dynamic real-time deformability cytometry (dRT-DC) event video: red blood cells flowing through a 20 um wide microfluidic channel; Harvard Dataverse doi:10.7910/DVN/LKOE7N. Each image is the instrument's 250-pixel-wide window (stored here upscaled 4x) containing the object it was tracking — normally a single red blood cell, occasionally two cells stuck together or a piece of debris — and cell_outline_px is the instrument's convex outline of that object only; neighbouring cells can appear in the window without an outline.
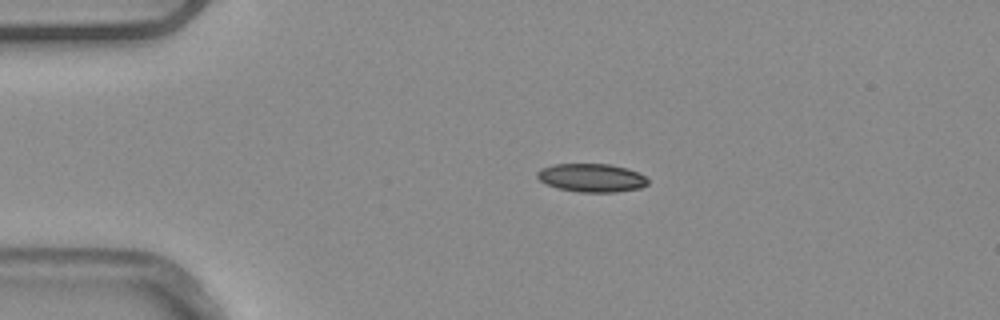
{"species": "common noctule bat (a hibernating species)", "species_latin": "Nyctalus noctula", "temperature_condition": "warm", "stored_images_in_passage": 4, "camera_frame_rate_fps": 3000, "um_per_image_px": 0.085, "animal": {"sex": "male", "body_mass_g": 20.4}, "frame": {"image": 1, "passage_image": 2, "time_ms": 0.333, "image_size_px": [1000, 320], "cell_outline_px": [[648, 184], [640, 188], [616, 192], [580, 192], [556, 188], [540, 180], [536, 176], [536, 172], [540, 168], [552, 164], [608, 164], [628, 168], [640, 172], [648, 180]], "centroid_in_image_um": [50.28, 15.1], "position_along_channel_um": 34.7, "area_um2": 18.44}}
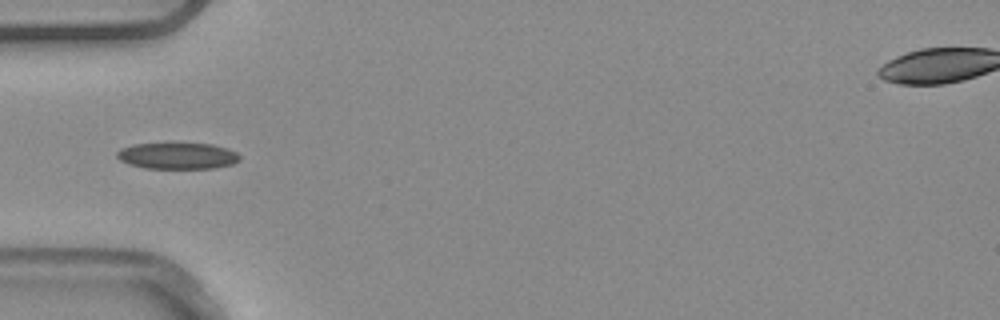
{"frame": {"image": 2, "passage_image": 4, "time_ms": 1.0, "image_size_px": [1000, 320], "cell_outline_px": [[240, 160], [232, 164], [212, 168], [144, 168], [128, 164], [120, 160], [116, 156], [116, 152], [120, 148], [132, 144], [172, 140], [212, 144], [228, 148], [236, 152], [240, 156]], "centroid_in_image_um": [15.04, 13.18], "position_along_channel_um": 70.0, "area_um2": 19.94}}